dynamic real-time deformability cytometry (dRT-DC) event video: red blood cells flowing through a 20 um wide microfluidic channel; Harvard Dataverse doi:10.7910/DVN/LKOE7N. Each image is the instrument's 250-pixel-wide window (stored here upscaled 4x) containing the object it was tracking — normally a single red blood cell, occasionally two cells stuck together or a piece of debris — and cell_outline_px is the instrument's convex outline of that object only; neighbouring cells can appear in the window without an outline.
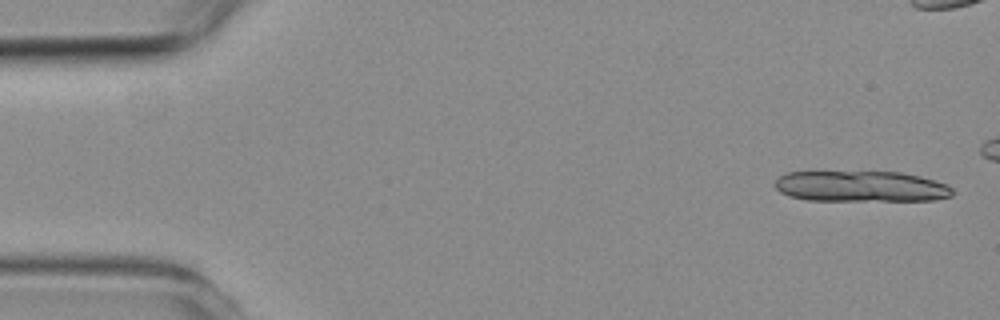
{"species": "common noctule bat (a hibernating species)", "species_latin": "Nyctalus noctula", "temperature_condition": "room temperature", "stored_images_in_passage": 7, "camera_frame_rate_fps": 3000, "um_per_image_px": 0.085, "animal": {"sex": "female", "body_mass_g": 19.3, "forearm_length_mm": 54.1}, "frame": {"image": 1, "passage_image": 1, "time_ms": 0.0, "image_size_px": [1000, 320], "cell_outline_px": [[952, 196], [932, 200], [808, 200], [788, 196], [780, 192], [776, 188], [776, 180], [780, 176], [788, 172], [900, 172], [920, 176], [948, 184], [952, 188]], "centroid_in_image_um": [73.19, 15.84], "position_along_channel_um": 11.8, "area_um2": 31.79}}